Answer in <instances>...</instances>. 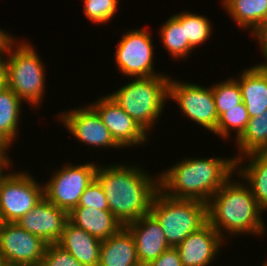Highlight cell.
Listing matches in <instances>:
<instances>
[{
    "mask_svg": "<svg viewBox=\"0 0 267 266\" xmlns=\"http://www.w3.org/2000/svg\"><path fill=\"white\" fill-rule=\"evenodd\" d=\"M142 170L119 163L97 167L95 179L103 188L109 210L123 226L150 213L152 200L160 189L159 176L152 178Z\"/></svg>",
    "mask_w": 267,
    "mask_h": 266,
    "instance_id": "6da1fadb",
    "label": "cell"
},
{
    "mask_svg": "<svg viewBox=\"0 0 267 266\" xmlns=\"http://www.w3.org/2000/svg\"><path fill=\"white\" fill-rule=\"evenodd\" d=\"M159 173L160 190L176 199L208 202L235 173L234 157L189 158Z\"/></svg>",
    "mask_w": 267,
    "mask_h": 266,
    "instance_id": "7a4b0ae2",
    "label": "cell"
},
{
    "mask_svg": "<svg viewBox=\"0 0 267 266\" xmlns=\"http://www.w3.org/2000/svg\"><path fill=\"white\" fill-rule=\"evenodd\" d=\"M231 178L207 202V221L223 239L225 231L232 236L242 233L264 234L267 231L261 219L264 210L244 181L233 182Z\"/></svg>",
    "mask_w": 267,
    "mask_h": 266,
    "instance_id": "3957f363",
    "label": "cell"
},
{
    "mask_svg": "<svg viewBox=\"0 0 267 266\" xmlns=\"http://www.w3.org/2000/svg\"><path fill=\"white\" fill-rule=\"evenodd\" d=\"M169 79L168 75L137 77L109 95L148 133L168 100Z\"/></svg>",
    "mask_w": 267,
    "mask_h": 266,
    "instance_id": "277c9868",
    "label": "cell"
},
{
    "mask_svg": "<svg viewBox=\"0 0 267 266\" xmlns=\"http://www.w3.org/2000/svg\"><path fill=\"white\" fill-rule=\"evenodd\" d=\"M15 42L16 40L9 46L6 59L2 60L6 87L23 102L26 101V104L38 107L45 94L46 74L43 62L31 44L23 40V43Z\"/></svg>",
    "mask_w": 267,
    "mask_h": 266,
    "instance_id": "5b68a950",
    "label": "cell"
},
{
    "mask_svg": "<svg viewBox=\"0 0 267 266\" xmlns=\"http://www.w3.org/2000/svg\"><path fill=\"white\" fill-rule=\"evenodd\" d=\"M150 213L159 222L168 244L176 247L207 222V203L172 198L159 189L152 200Z\"/></svg>",
    "mask_w": 267,
    "mask_h": 266,
    "instance_id": "8992f818",
    "label": "cell"
},
{
    "mask_svg": "<svg viewBox=\"0 0 267 266\" xmlns=\"http://www.w3.org/2000/svg\"><path fill=\"white\" fill-rule=\"evenodd\" d=\"M97 167L93 162L64 165L59 171H54L52 178L43 184L44 197L69 214L78 206L84 190L95 179Z\"/></svg>",
    "mask_w": 267,
    "mask_h": 266,
    "instance_id": "52a82bcc",
    "label": "cell"
},
{
    "mask_svg": "<svg viewBox=\"0 0 267 266\" xmlns=\"http://www.w3.org/2000/svg\"><path fill=\"white\" fill-rule=\"evenodd\" d=\"M24 172L9 173L0 183V222H17L44 197V187ZM40 185V186H39Z\"/></svg>",
    "mask_w": 267,
    "mask_h": 266,
    "instance_id": "ba28073f",
    "label": "cell"
},
{
    "mask_svg": "<svg viewBox=\"0 0 267 266\" xmlns=\"http://www.w3.org/2000/svg\"><path fill=\"white\" fill-rule=\"evenodd\" d=\"M138 29L126 31L118 41L114 55L118 71L133 78L167 75L155 72L151 34L143 28Z\"/></svg>",
    "mask_w": 267,
    "mask_h": 266,
    "instance_id": "9c48e42d",
    "label": "cell"
},
{
    "mask_svg": "<svg viewBox=\"0 0 267 266\" xmlns=\"http://www.w3.org/2000/svg\"><path fill=\"white\" fill-rule=\"evenodd\" d=\"M174 100L182 113L207 131L214 133L219 116L213 98L212 87L169 79L168 100Z\"/></svg>",
    "mask_w": 267,
    "mask_h": 266,
    "instance_id": "30bf717a",
    "label": "cell"
},
{
    "mask_svg": "<svg viewBox=\"0 0 267 266\" xmlns=\"http://www.w3.org/2000/svg\"><path fill=\"white\" fill-rule=\"evenodd\" d=\"M47 244L15 222H0V254L6 266H41Z\"/></svg>",
    "mask_w": 267,
    "mask_h": 266,
    "instance_id": "8fae6325",
    "label": "cell"
},
{
    "mask_svg": "<svg viewBox=\"0 0 267 266\" xmlns=\"http://www.w3.org/2000/svg\"><path fill=\"white\" fill-rule=\"evenodd\" d=\"M59 119L75 138L86 145L95 146V148H122L90 104L87 107L81 106L78 109L62 112Z\"/></svg>",
    "mask_w": 267,
    "mask_h": 266,
    "instance_id": "7c38bea8",
    "label": "cell"
},
{
    "mask_svg": "<svg viewBox=\"0 0 267 266\" xmlns=\"http://www.w3.org/2000/svg\"><path fill=\"white\" fill-rule=\"evenodd\" d=\"M100 115L114 140L122 147H134L148 140L147 133L107 94L90 104Z\"/></svg>",
    "mask_w": 267,
    "mask_h": 266,
    "instance_id": "4fadbf2b",
    "label": "cell"
},
{
    "mask_svg": "<svg viewBox=\"0 0 267 266\" xmlns=\"http://www.w3.org/2000/svg\"><path fill=\"white\" fill-rule=\"evenodd\" d=\"M67 221L68 213L43 197L32 211L21 217L16 224L52 244L57 243L62 237Z\"/></svg>",
    "mask_w": 267,
    "mask_h": 266,
    "instance_id": "5bb4252c",
    "label": "cell"
},
{
    "mask_svg": "<svg viewBox=\"0 0 267 266\" xmlns=\"http://www.w3.org/2000/svg\"><path fill=\"white\" fill-rule=\"evenodd\" d=\"M224 241L207 221L175 248L179 252L183 266H209L219 254Z\"/></svg>",
    "mask_w": 267,
    "mask_h": 266,
    "instance_id": "9a60e30c",
    "label": "cell"
},
{
    "mask_svg": "<svg viewBox=\"0 0 267 266\" xmlns=\"http://www.w3.org/2000/svg\"><path fill=\"white\" fill-rule=\"evenodd\" d=\"M125 227L134 238L137 258L141 266L148 265L171 248L159 222L151 213L126 224Z\"/></svg>",
    "mask_w": 267,
    "mask_h": 266,
    "instance_id": "2e32d148",
    "label": "cell"
},
{
    "mask_svg": "<svg viewBox=\"0 0 267 266\" xmlns=\"http://www.w3.org/2000/svg\"><path fill=\"white\" fill-rule=\"evenodd\" d=\"M236 80L249 117L263 114L267 110V68L254 65L240 73Z\"/></svg>",
    "mask_w": 267,
    "mask_h": 266,
    "instance_id": "e0dca14e",
    "label": "cell"
},
{
    "mask_svg": "<svg viewBox=\"0 0 267 266\" xmlns=\"http://www.w3.org/2000/svg\"><path fill=\"white\" fill-rule=\"evenodd\" d=\"M68 220L100 241L108 239L124 227L110 210L75 207Z\"/></svg>",
    "mask_w": 267,
    "mask_h": 266,
    "instance_id": "ac0fdd59",
    "label": "cell"
},
{
    "mask_svg": "<svg viewBox=\"0 0 267 266\" xmlns=\"http://www.w3.org/2000/svg\"><path fill=\"white\" fill-rule=\"evenodd\" d=\"M101 242L68 220L57 244L82 265L98 266Z\"/></svg>",
    "mask_w": 267,
    "mask_h": 266,
    "instance_id": "d6986e66",
    "label": "cell"
},
{
    "mask_svg": "<svg viewBox=\"0 0 267 266\" xmlns=\"http://www.w3.org/2000/svg\"><path fill=\"white\" fill-rule=\"evenodd\" d=\"M98 266H141L134 238L125 226L101 242Z\"/></svg>",
    "mask_w": 267,
    "mask_h": 266,
    "instance_id": "ffe728a7",
    "label": "cell"
},
{
    "mask_svg": "<svg viewBox=\"0 0 267 266\" xmlns=\"http://www.w3.org/2000/svg\"><path fill=\"white\" fill-rule=\"evenodd\" d=\"M243 157V158H242ZM235 160V173L249 185L258 205L267 210V152H256ZM249 160L245 166L243 159ZM241 164V166H240ZM243 166V167H242ZM238 167V168H237ZM240 169V170H239ZM238 170V171H237Z\"/></svg>",
    "mask_w": 267,
    "mask_h": 266,
    "instance_id": "44dd1931",
    "label": "cell"
},
{
    "mask_svg": "<svg viewBox=\"0 0 267 266\" xmlns=\"http://www.w3.org/2000/svg\"><path fill=\"white\" fill-rule=\"evenodd\" d=\"M23 101L8 87L0 91V146L10 148L18 135Z\"/></svg>",
    "mask_w": 267,
    "mask_h": 266,
    "instance_id": "7402d4cb",
    "label": "cell"
},
{
    "mask_svg": "<svg viewBox=\"0 0 267 266\" xmlns=\"http://www.w3.org/2000/svg\"><path fill=\"white\" fill-rule=\"evenodd\" d=\"M225 10L241 28L253 31L267 19V0H222Z\"/></svg>",
    "mask_w": 267,
    "mask_h": 266,
    "instance_id": "603a6c76",
    "label": "cell"
},
{
    "mask_svg": "<svg viewBox=\"0 0 267 266\" xmlns=\"http://www.w3.org/2000/svg\"><path fill=\"white\" fill-rule=\"evenodd\" d=\"M240 155L235 156L238 159L250 153L267 152V110L257 117L249 119L245 130L235 139Z\"/></svg>",
    "mask_w": 267,
    "mask_h": 266,
    "instance_id": "cb8c5ba5",
    "label": "cell"
},
{
    "mask_svg": "<svg viewBox=\"0 0 267 266\" xmlns=\"http://www.w3.org/2000/svg\"><path fill=\"white\" fill-rule=\"evenodd\" d=\"M160 29L159 34L163 47L176 60L187 58L192 51L196 50L189 44L188 40H185L182 12L170 16Z\"/></svg>",
    "mask_w": 267,
    "mask_h": 266,
    "instance_id": "d4e9b609",
    "label": "cell"
},
{
    "mask_svg": "<svg viewBox=\"0 0 267 266\" xmlns=\"http://www.w3.org/2000/svg\"><path fill=\"white\" fill-rule=\"evenodd\" d=\"M250 117L244 103H240L232 109H225V112L219 117L214 134L229 139L232 130H236L237 139L245 130ZM231 130V131H230Z\"/></svg>",
    "mask_w": 267,
    "mask_h": 266,
    "instance_id": "484cf974",
    "label": "cell"
},
{
    "mask_svg": "<svg viewBox=\"0 0 267 266\" xmlns=\"http://www.w3.org/2000/svg\"><path fill=\"white\" fill-rule=\"evenodd\" d=\"M182 27H184L185 40H188L193 48L207 41L212 33L210 20L192 12H182Z\"/></svg>",
    "mask_w": 267,
    "mask_h": 266,
    "instance_id": "4316f807",
    "label": "cell"
},
{
    "mask_svg": "<svg viewBox=\"0 0 267 266\" xmlns=\"http://www.w3.org/2000/svg\"><path fill=\"white\" fill-rule=\"evenodd\" d=\"M212 87L213 98L216 106V111L220 117L225 109H232L242 103V93L240 86L235 79L229 78L225 81L215 83Z\"/></svg>",
    "mask_w": 267,
    "mask_h": 266,
    "instance_id": "83f0119b",
    "label": "cell"
},
{
    "mask_svg": "<svg viewBox=\"0 0 267 266\" xmlns=\"http://www.w3.org/2000/svg\"><path fill=\"white\" fill-rule=\"evenodd\" d=\"M84 14L95 24L108 23L118 10L119 0H83Z\"/></svg>",
    "mask_w": 267,
    "mask_h": 266,
    "instance_id": "f1b7e54d",
    "label": "cell"
},
{
    "mask_svg": "<svg viewBox=\"0 0 267 266\" xmlns=\"http://www.w3.org/2000/svg\"><path fill=\"white\" fill-rule=\"evenodd\" d=\"M76 207H90L109 210L108 201L100 183L94 179L84 190Z\"/></svg>",
    "mask_w": 267,
    "mask_h": 266,
    "instance_id": "f546056e",
    "label": "cell"
},
{
    "mask_svg": "<svg viewBox=\"0 0 267 266\" xmlns=\"http://www.w3.org/2000/svg\"><path fill=\"white\" fill-rule=\"evenodd\" d=\"M41 266H85L59 244H47Z\"/></svg>",
    "mask_w": 267,
    "mask_h": 266,
    "instance_id": "4dcf8cb0",
    "label": "cell"
},
{
    "mask_svg": "<svg viewBox=\"0 0 267 266\" xmlns=\"http://www.w3.org/2000/svg\"><path fill=\"white\" fill-rule=\"evenodd\" d=\"M146 266H183L178 250L171 247Z\"/></svg>",
    "mask_w": 267,
    "mask_h": 266,
    "instance_id": "1f68e13d",
    "label": "cell"
},
{
    "mask_svg": "<svg viewBox=\"0 0 267 266\" xmlns=\"http://www.w3.org/2000/svg\"><path fill=\"white\" fill-rule=\"evenodd\" d=\"M252 36L255 40L259 42L262 49L263 56L266 60L265 63H260L258 66L267 68V19L262 21L253 31H251Z\"/></svg>",
    "mask_w": 267,
    "mask_h": 266,
    "instance_id": "d6a6232c",
    "label": "cell"
},
{
    "mask_svg": "<svg viewBox=\"0 0 267 266\" xmlns=\"http://www.w3.org/2000/svg\"><path fill=\"white\" fill-rule=\"evenodd\" d=\"M6 30L0 28V59L3 60L4 54H7L9 46L15 41Z\"/></svg>",
    "mask_w": 267,
    "mask_h": 266,
    "instance_id": "836d02e7",
    "label": "cell"
},
{
    "mask_svg": "<svg viewBox=\"0 0 267 266\" xmlns=\"http://www.w3.org/2000/svg\"><path fill=\"white\" fill-rule=\"evenodd\" d=\"M7 149H8L7 147L0 146V183L1 180L7 175V173L6 174L3 173L4 169L6 168L7 170V168H9L10 165H12L9 155L6 153L8 151Z\"/></svg>",
    "mask_w": 267,
    "mask_h": 266,
    "instance_id": "e575fe53",
    "label": "cell"
},
{
    "mask_svg": "<svg viewBox=\"0 0 267 266\" xmlns=\"http://www.w3.org/2000/svg\"><path fill=\"white\" fill-rule=\"evenodd\" d=\"M6 87V81H5V71L3 67H0V91L3 90Z\"/></svg>",
    "mask_w": 267,
    "mask_h": 266,
    "instance_id": "d590c367",
    "label": "cell"
},
{
    "mask_svg": "<svg viewBox=\"0 0 267 266\" xmlns=\"http://www.w3.org/2000/svg\"><path fill=\"white\" fill-rule=\"evenodd\" d=\"M0 266H6L5 261L1 254H0Z\"/></svg>",
    "mask_w": 267,
    "mask_h": 266,
    "instance_id": "8d00e7d4",
    "label": "cell"
},
{
    "mask_svg": "<svg viewBox=\"0 0 267 266\" xmlns=\"http://www.w3.org/2000/svg\"><path fill=\"white\" fill-rule=\"evenodd\" d=\"M262 266H267V261H266V262H264V264H263Z\"/></svg>",
    "mask_w": 267,
    "mask_h": 266,
    "instance_id": "74e56055",
    "label": "cell"
}]
</instances>
